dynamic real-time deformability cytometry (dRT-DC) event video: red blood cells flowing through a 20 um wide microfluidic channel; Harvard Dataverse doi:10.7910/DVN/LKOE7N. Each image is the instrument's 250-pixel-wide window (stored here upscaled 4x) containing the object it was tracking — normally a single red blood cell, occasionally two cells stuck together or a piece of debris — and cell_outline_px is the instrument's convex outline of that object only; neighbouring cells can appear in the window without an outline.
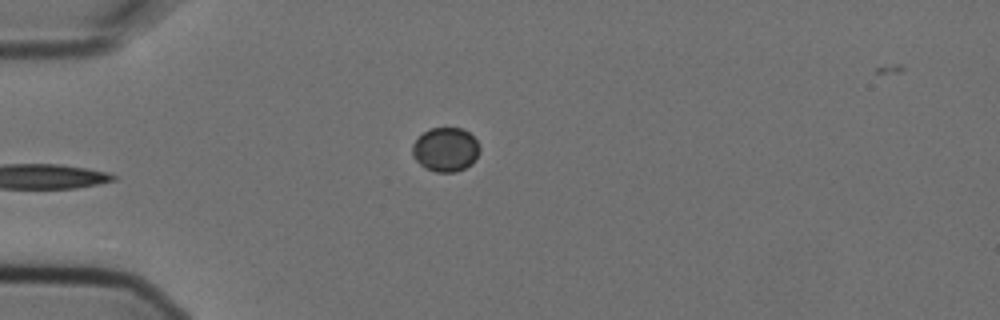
{"species": "Egyptian fruit bat (a non-hibernating species)", "species_latin": "Rousettus aegyptiacus", "temperature_condition": "cold", "stored_images_in_passage": 4, "camera_frame_rate_fps": 3000, "um_per_image_px": 0.085, "animal": {"sex": "female"}, "frame": {"image": 1, "passage_image": 4, "time_ms": 1.0, "image_size_px": [1000, 320], "cell_outline_px": [[480, 152], [476, 160], [472, 164], [464, 168], [452, 172], [436, 172], [420, 164], [412, 156], [412, 144], [424, 132], [432, 128], [460, 128], [468, 132], [476, 140], [480, 148]], "centroid_in_image_um": [37.89, 12.71], "position_along_channel_um": 47.1, "area_um2": 17.17}}